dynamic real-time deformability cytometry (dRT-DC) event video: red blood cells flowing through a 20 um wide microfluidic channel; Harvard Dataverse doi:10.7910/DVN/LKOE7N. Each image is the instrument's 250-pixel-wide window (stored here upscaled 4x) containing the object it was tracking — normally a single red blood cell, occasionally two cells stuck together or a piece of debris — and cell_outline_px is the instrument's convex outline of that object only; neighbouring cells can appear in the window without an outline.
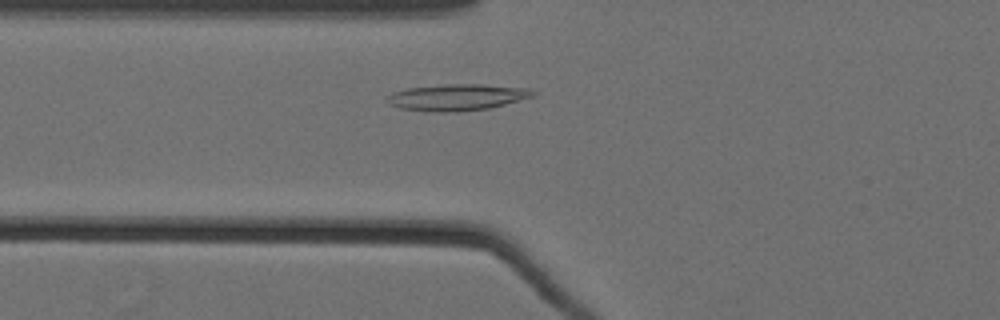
{"species": "Egyptian fruit bat (a non-hibernating species)", "species_latin": "Rousettus aegyptiacus", "temperature_condition": "cold", "stored_images_in_passage": 39, "camera_frame_rate_fps": 3000, "um_per_image_px": 0.085, "animal": {"sex": "female"}, "frame": {"image": 1, "passage_image": 7, "time_ms": 2.0, "image_size_px": [1000, 320], "cell_outline_px": [[536, 96], [488, 108], [460, 112], [432, 112], [400, 108], [388, 104], [384, 100], [384, 96], [392, 92], [408, 88], [448, 84], [480, 84], [528, 88], [536, 92]], "centroid_in_image_um": [38.8, 8.27], "position_along_channel_um": 87.0, "area_um2": 22.72}}
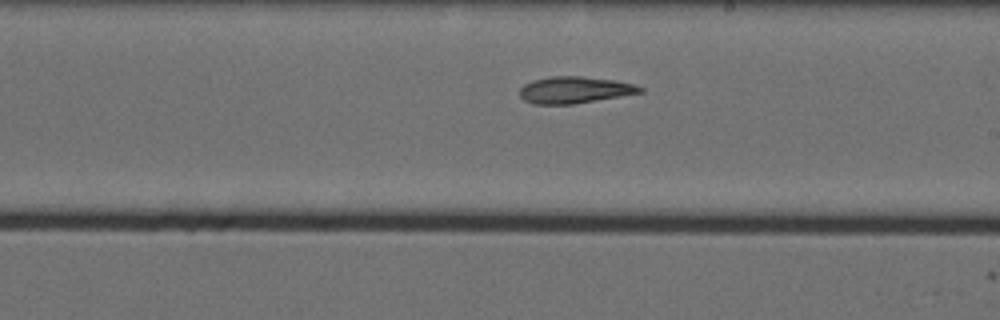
{"frame": {"image": 2, "passage_image": 20, "time_ms": 6.333, "image_size_px": [1000, 320], "cell_outline_px": [[644, 92], [572, 104], [532, 104], [524, 100], [520, 96], [520, 88], [524, 84], [532, 80], [552, 76], [580, 76], [616, 80], [632, 84], [644, 88]], "centroid_in_image_um": [48.82, 7.64], "position_along_channel_um": 240.2, "area_um2": 18.67}}
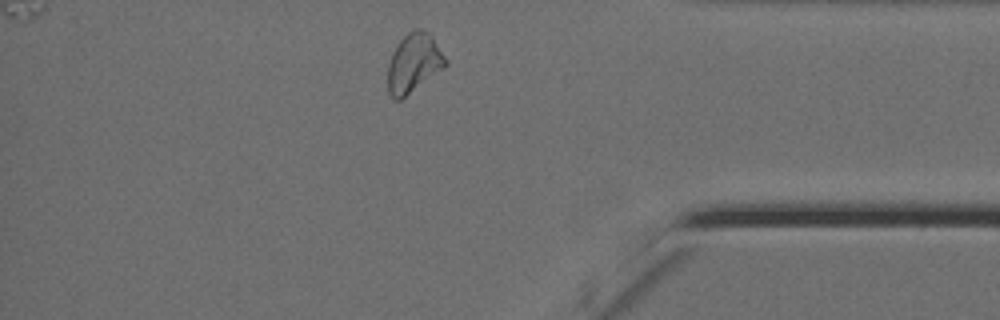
{"frame": {"image": 3, "passage_image": 35, "time_ms": 11.333, "image_size_px": [1000, 320], "cell_outline_px": [[448, 64], [444, 68], [400, 100], [396, 100], [388, 92], [388, 64], [392, 52], [400, 40], [408, 32], [416, 28], [420, 28], [428, 32], [432, 36], [444, 56]], "centroid_in_image_um": [35.16, 5.35], "position_along_channel_um": 400.0, "area_um2": 19.65}, "authors_computed_cell_mechanics": {"area_um2": 19.2474, "velocity_mm_per_s": 3.5203, "shape_relaxation_time_tau1_ms": null, "shape_relaxation_time_tau2_ms": 3.3373, "deformation_change_tau1": null, "deformation_change_tau2": 0.0846}}